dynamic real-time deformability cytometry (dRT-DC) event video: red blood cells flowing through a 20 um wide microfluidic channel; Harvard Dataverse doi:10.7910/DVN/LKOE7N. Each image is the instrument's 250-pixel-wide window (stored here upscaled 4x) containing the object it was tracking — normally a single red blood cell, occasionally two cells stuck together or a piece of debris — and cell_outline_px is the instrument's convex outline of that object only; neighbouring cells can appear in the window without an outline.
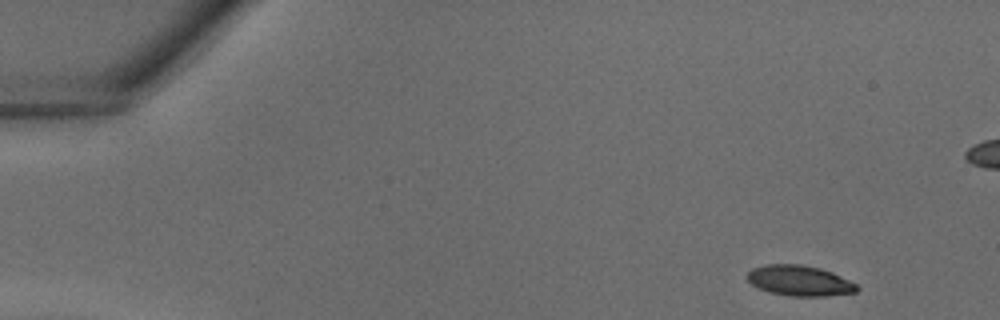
{"species": "common noctule bat (a hibernating species)", "species_latin": "Nyctalus noctula", "temperature_condition": "warm", "stored_images_in_passage": 34, "camera_frame_rate_fps": 3000, "um_per_image_px": 0.085, "animal": {"sex": "male", "body_mass_g": 18.8}, "frame": {"image": 1, "passage_image": 1, "time_ms": 0.0, "image_size_px": [1000, 320], "cell_outline_px": [[860, 288], [856, 292], [828, 296], [788, 296], [768, 292], [752, 284], [744, 276], [752, 268], [768, 264], [800, 264], [820, 268], [832, 272], [856, 284]], "centroid_in_image_um": [67.94, 23.86], "position_along_channel_um": 17.1, "area_um2": 19.54}}
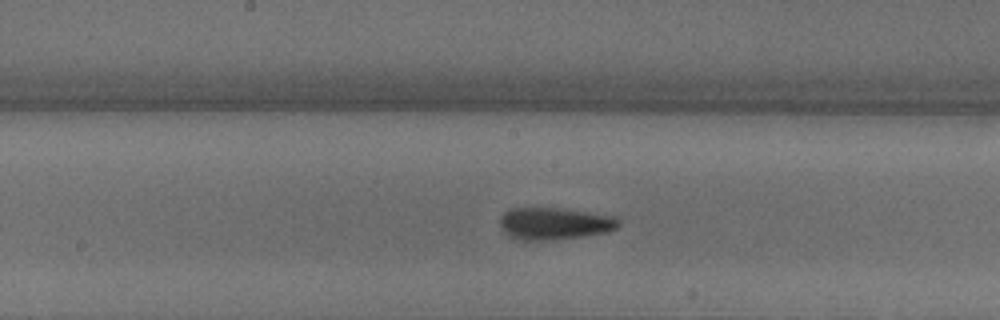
{"frame": {"image": 2, "passage_image": 18, "time_ms": 5.667, "image_size_px": [1000, 320], "cell_outline_px": [[620, 224], [616, 228], [608, 232], [552, 240], [516, 240], [508, 236], [500, 228], [500, 216], [508, 208], [560, 208], [612, 216], [620, 220]], "centroid_in_image_um": [47.06, 19.0], "position_along_channel_um": 201.1, "area_um2": 22.25}}
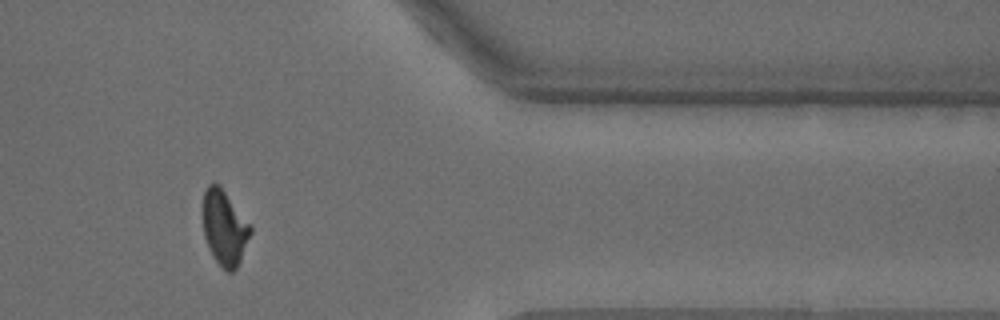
{"frame": {"image": 3, "passage_image": 30, "time_ms": 9.667, "image_size_px": [1000, 320], "cell_outline_px": [[252, 232], [240, 260], [236, 268], [232, 272], [228, 272], [212, 256], [208, 248], [204, 236], [200, 212], [204, 192], [208, 184], [220, 184], [252, 224]], "centroid_in_image_um": [19.06, 19.29], "position_along_channel_um": 392.3, "area_um2": 21.5}}